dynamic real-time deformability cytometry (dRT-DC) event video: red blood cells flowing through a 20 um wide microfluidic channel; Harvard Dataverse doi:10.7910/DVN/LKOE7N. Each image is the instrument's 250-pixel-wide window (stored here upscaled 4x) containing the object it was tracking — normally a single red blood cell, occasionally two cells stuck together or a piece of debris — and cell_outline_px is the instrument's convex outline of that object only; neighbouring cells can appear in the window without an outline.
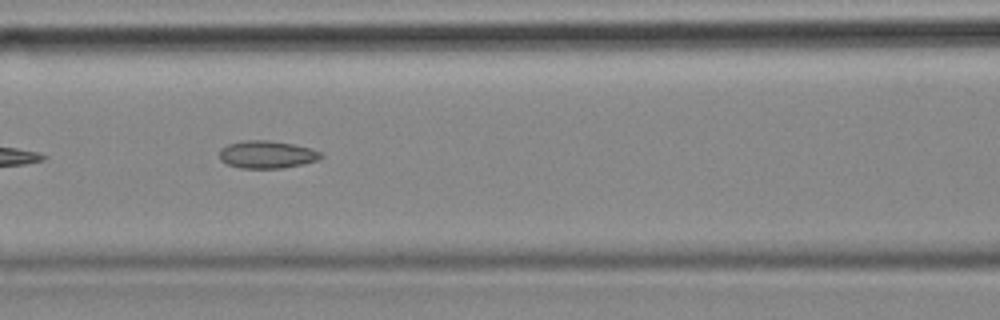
{"species": "common noctule bat (a hibernating species)", "species_latin": "Nyctalus noctula", "temperature_condition": "cold", "stored_images_in_passage": 7, "camera_frame_rate_fps": 3000, "um_per_image_px": 0.085, "animal": {"sex": "female", "body_mass_g": 18.4}, "frame": {"image": 1, "passage_image": 3, "time_ms": 0.667, "image_size_px": [1000, 320], "cell_outline_px": [[324, 156], [320, 160], [280, 168], [240, 168], [228, 164], [220, 160], [220, 148], [228, 144], [244, 140], [268, 140], [292, 144], [312, 148], [320, 152]], "centroid_in_image_um": [22.69, 13.13], "position_along_channel_um": 143.9, "area_um2": 16.3}}
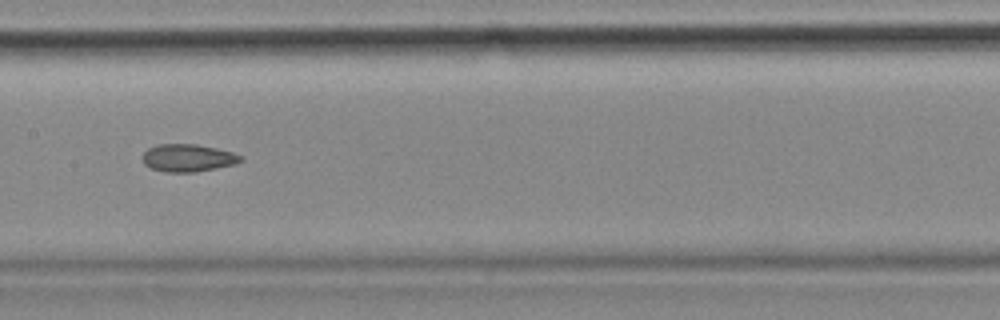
{"frame": {"image": 2, "passage_image": 4, "time_ms": 1.0, "image_size_px": [1000, 320], "cell_outline_px": [[244, 160], [236, 164], [196, 172], [164, 172], [152, 168], [144, 164], [144, 152], [148, 148], [156, 144], [196, 144], [216, 148], [232, 152], [244, 156]], "centroid_in_image_um": [16.02, 13.42], "position_along_channel_um": 191.4, "area_um2": 15.84}}